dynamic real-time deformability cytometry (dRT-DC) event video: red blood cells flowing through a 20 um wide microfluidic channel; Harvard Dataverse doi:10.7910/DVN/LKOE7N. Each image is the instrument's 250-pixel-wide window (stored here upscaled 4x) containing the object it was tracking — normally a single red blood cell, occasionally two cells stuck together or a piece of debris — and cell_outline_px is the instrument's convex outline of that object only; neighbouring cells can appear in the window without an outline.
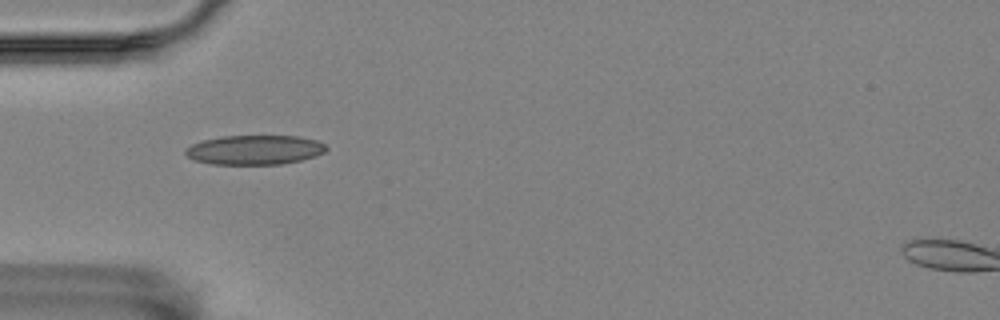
{"species": "Egyptian fruit bat (a non-hibernating species)", "species_latin": "Rousettus aegyptiacus", "temperature_condition": "room temperature", "stored_images_in_passage": 11, "camera_frame_rate_fps": 3000, "um_per_image_px": 0.085, "animal": {"sex": "female"}, "frame": {"image": 1, "passage_image": 1, "time_ms": 0.0, "image_size_px": [1000, 320], "cell_outline_px": [[328, 148], [324, 152], [316, 156], [300, 160], [280, 164], [212, 164], [196, 160], [188, 156], [184, 152], [192, 144], [204, 140], [220, 136], [300, 136], [316, 140], [324, 144]], "centroid_in_image_um": [21.67, 12.73], "position_along_channel_um": 63.3, "area_um2": 23.99}}
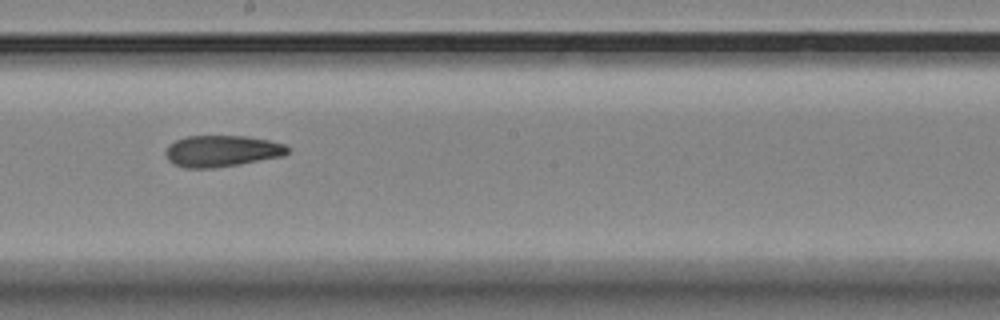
{"frame": {"image": 2, "passage_image": 5, "time_ms": 1.333, "image_size_px": [1000, 320], "cell_outline_px": [[288, 152], [284, 156], [240, 164], [212, 168], [184, 168], [172, 164], [168, 160], [164, 152], [176, 140], [188, 136], [244, 136], [268, 140], [284, 144], [288, 148]], "centroid_in_image_um": [18.85, 12.85], "position_along_channel_um": 229.4, "area_um2": 22.25}}
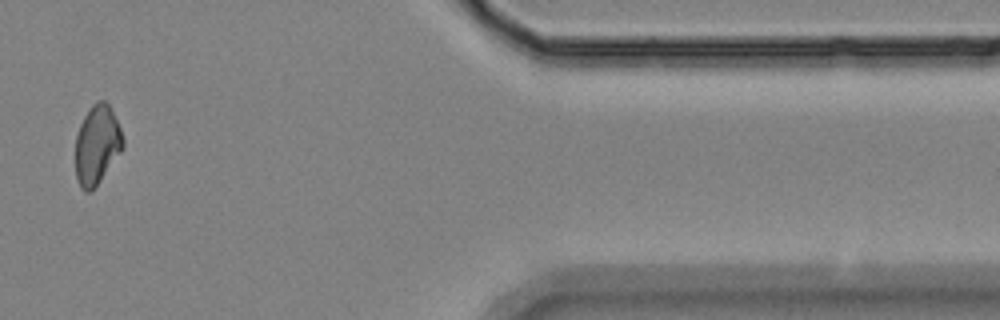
{"frame": {"image": 3, "passage_image": 10, "time_ms": 3.0, "image_size_px": [1000, 320], "cell_outline_px": [[124, 144], [120, 152], [100, 180], [88, 192], [84, 192], [80, 188], [76, 176], [76, 136], [80, 124], [84, 116], [92, 104], [100, 100], [104, 100], [112, 108], [120, 128], [124, 140]], "centroid_in_image_um": [8.24, 12.28], "position_along_channel_um": 403.2, "area_um2": 21.62}}